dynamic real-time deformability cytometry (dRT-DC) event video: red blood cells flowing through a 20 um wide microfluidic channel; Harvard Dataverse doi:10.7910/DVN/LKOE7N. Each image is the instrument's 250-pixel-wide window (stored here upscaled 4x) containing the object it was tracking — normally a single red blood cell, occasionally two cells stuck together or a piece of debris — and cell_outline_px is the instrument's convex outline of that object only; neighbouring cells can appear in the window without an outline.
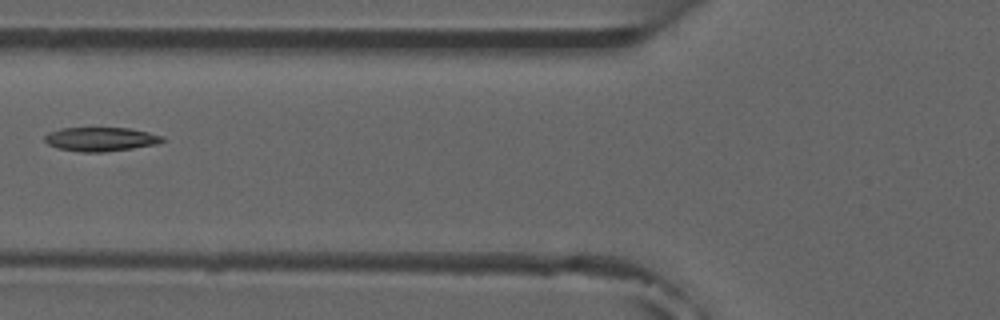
{"species": "common noctule bat (a hibernating species)", "species_latin": "Nyctalus noctula", "temperature_condition": "room temperature", "stored_images_in_passage": 6, "camera_frame_rate_fps": 3000, "um_per_image_px": 0.085, "animal": {"sex": "male", "forearm_length_mm": 52.5}, "frame": {"image": 1, "passage_image": 6, "time_ms": 6.667, "image_size_px": [1000, 320], "cell_outline_px": [[164, 140], [156, 144], [132, 148], [104, 152], [80, 152], [56, 148], [48, 144], [44, 140], [44, 136], [48, 132], [60, 128], [128, 128], [148, 132], [164, 136]], "centroid_in_image_um": [8.52, 11.83], "position_along_channel_um": 117.3, "area_um2": 16.47}}